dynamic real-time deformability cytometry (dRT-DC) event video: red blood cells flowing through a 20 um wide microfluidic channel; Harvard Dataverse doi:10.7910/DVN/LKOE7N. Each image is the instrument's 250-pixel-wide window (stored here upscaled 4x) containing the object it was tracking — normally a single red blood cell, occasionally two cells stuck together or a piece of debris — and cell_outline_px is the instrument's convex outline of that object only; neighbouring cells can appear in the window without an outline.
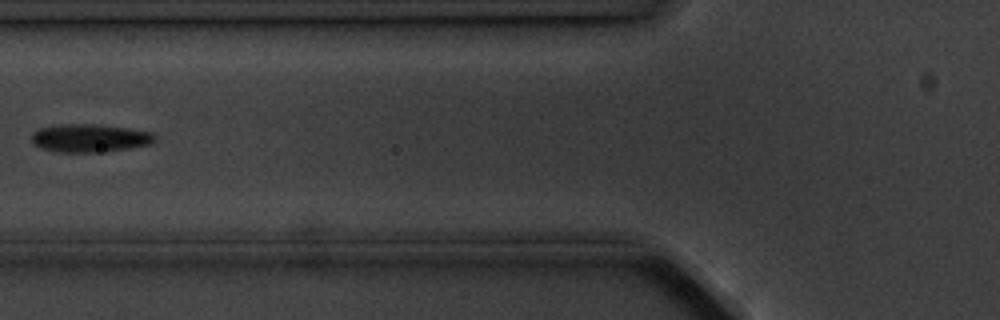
{"species": "common noctule bat (a hibernating species)", "species_latin": "Nyctalus noctula", "temperature_condition": "cold", "stored_images_in_passage": 6, "camera_frame_rate_fps": 3000, "um_per_image_px": 0.085, "animal": {"sex": "male", "body_mass_g": 20.1, "forearm_length_mm": 53.5}, "frame": {"image": 1, "passage_image": 5, "time_ms": 4.667, "image_size_px": [1000, 320], "cell_outline_px": [[156, 140], [148, 144], [128, 148], [104, 152], [60, 152], [40, 148], [32, 144], [32, 132], [40, 128], [64, 124], [92, 124], [128, 128], [152, 132], [156, 136]], "centroid_in_image_um": [7.61, 11.74], "position_along_channel_um": 118.2, "area_um2": 20.11}}